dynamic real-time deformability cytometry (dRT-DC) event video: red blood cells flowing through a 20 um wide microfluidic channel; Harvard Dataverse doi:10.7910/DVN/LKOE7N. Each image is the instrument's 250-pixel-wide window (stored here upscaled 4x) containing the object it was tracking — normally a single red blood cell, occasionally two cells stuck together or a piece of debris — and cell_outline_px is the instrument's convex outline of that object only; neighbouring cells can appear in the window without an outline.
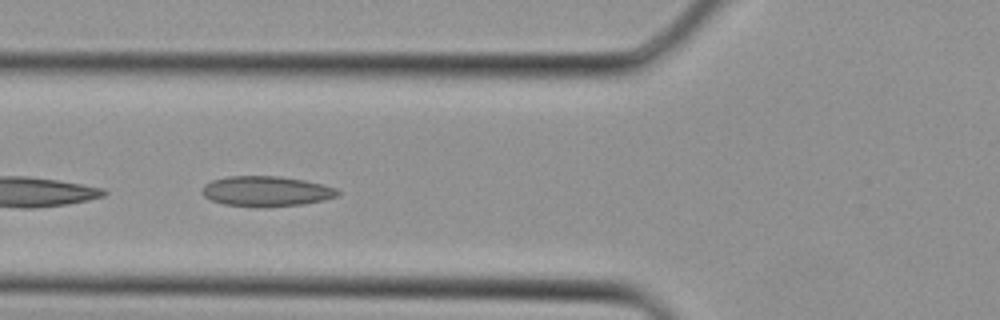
{"species": "Egyptian fruit bat (a non-hibernating species)", "species_latin": "Rousettus aegyptiacus", "temperature_condition": "cold", "stored_images_in_passage": 2, "camera_frame_rate_fps": 3000, "um_per_image_px": 0.085, "animal": {"sex": "female"}, "frame": {"image": 1, "passage_image": 2, "time_ms": 0.333, "image_size_px": [1000, 320], "cell_outline_px": [[340, 192], [336, 196], [324, 200], [304, 204], [224, 204], [212, 200], [204, 196], [200, 192], [204, 184], [212, 180], [228, 176], [280, 176], [304, 180], [336, 188]], "centroid_in_image_um": [22.61, 16.2], "position_along_channel_um": 103.2, "area_um2": 22.89}}